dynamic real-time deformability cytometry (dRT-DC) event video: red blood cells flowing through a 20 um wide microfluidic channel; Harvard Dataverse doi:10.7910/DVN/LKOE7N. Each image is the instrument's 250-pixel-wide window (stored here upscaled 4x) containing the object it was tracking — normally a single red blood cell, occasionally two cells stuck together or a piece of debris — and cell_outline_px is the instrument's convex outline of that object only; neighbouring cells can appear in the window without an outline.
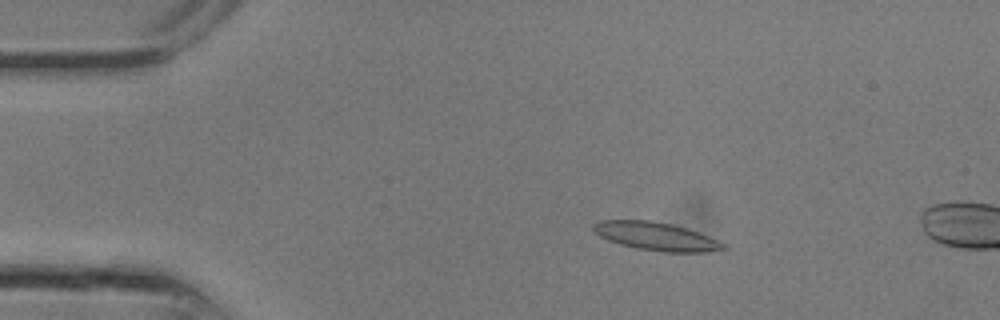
{"species": "common noctule bat (a hibernating species)", "species_latin": "Nyctalus noctula", "temperature_condition": "room temperature", "stored_images_in_passage": 7, "camera_frame_rate_fps": 3000, "um_per_image_px": 0.085, "animal": {"sex": "male", "body_mass_g": 13.3}, "frame": {"image": 1, "passage_image": 5, "time_ms": 1.333, "image_size_px": [1000, 320], "cell_outline_px": [[728, 248], [708, 252], [664, 252], [636, 248], [620, 244], [608, 240], [600, 236], [592, 228], [592, 224], [600, 220], [648, 220], [672, 224], [708, 236], [728, 244]], "centroid_in_image_um": [55.78, 20.09], "position_along_channel_um": 29.2, "area_um2": 21.27}}